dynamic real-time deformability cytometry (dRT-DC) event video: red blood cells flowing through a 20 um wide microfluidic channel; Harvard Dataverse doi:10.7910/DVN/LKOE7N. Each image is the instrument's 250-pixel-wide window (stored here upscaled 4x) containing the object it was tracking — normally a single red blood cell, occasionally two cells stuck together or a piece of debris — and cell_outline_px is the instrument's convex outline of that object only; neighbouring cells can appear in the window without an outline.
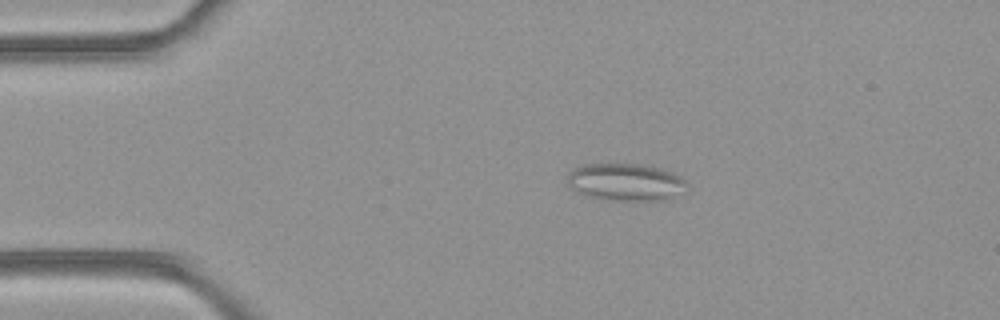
{"species": "common noctule bat (a hibernating species)", "species_latin": "Nyctalus noctula", "temperature_condition": "room temperature", "stored_images_in_passage": 41, "camera_frame_rate_fps": 3000, "um_per_image_px": 0.085, "animal": {"sex": "female", "body_mass_g": 21.9}, "frame": {"image": 1, "passage_image": 1, "time_ms": 0.0, "image_size_px": [1000, 320], "cell_outline_px": [[688, 184], [668, 200], [616, 200], [596, 196], [580, 192], [572, 188], [568, 184], [568, 172], [572, 168], [584, 164], [640, 164], [660, 168], [672, 172], [680, 176]], "centroid_in_image_um": [53.18, 15.45], "position_along_channel_um": 31.8, "area_um2": 25.43}}
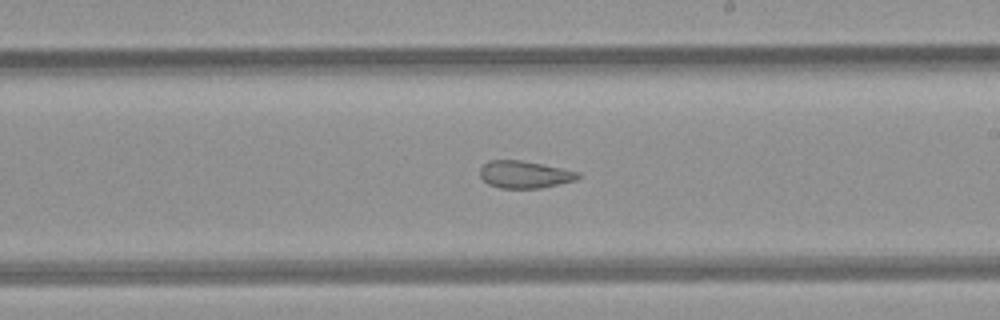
{"frame": {"image": 2, "passage_image": 20, "time_ms": 6.333, "image_size_px": [1000, 320], "cell_outline_px": [[584, 176], [576, 180], [540, 188], [500, 188], [488, 184], [480, 176], [480, 168], [488, 160], [520, 160], [580, 172]], "centroid_in_image_um": [44.6, 14.83], "position_along_channel_um": 244.4, "area_um2": 15.55}}
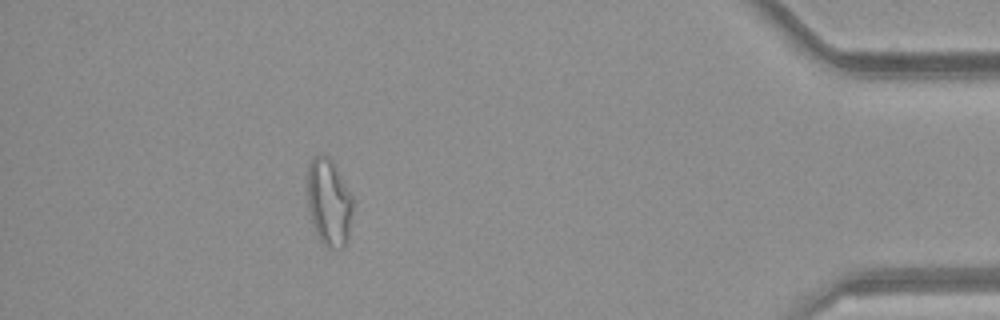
{"frame": {"image": 3, "passage_image": 36, "time_ms": 11.667, "image_size_px": [1000, 320], "cell_outline_px": [[356, 200], [348, 244], [344, 248], [328, 248], [320, 240], [312, 224], [308, 208], [308, 164], [320, 152], [328, 156], [336, 168]], "centroid_in_image_um": [28.02, 17.24], "position_along_channel_um": 407.2, "area_um2": 23.81}, "authors_computed_cell_mechanics": {"area_um2": 19.5942, "velocity_mm_per_s": 4.1136, "shape_relaxation_time_tau1_ms": null, "shape_relaxation_time_tau2_ms": 1.8568, "deformation_change_tau1": null, "deformation_change_tau2": 0.0897}}